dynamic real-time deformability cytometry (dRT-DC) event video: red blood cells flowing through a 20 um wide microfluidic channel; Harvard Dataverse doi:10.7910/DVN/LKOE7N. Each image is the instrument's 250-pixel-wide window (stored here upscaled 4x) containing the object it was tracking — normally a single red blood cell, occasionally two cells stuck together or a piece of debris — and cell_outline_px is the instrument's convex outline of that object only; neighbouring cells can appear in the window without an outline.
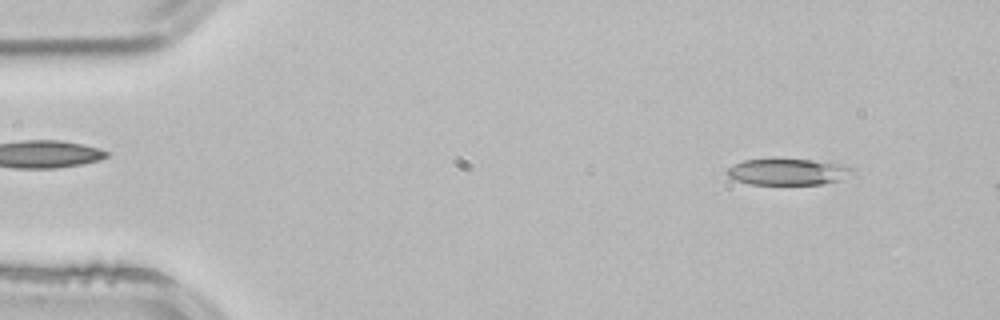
{"species": "common noctule bat (a hibernating species)", "species_latin": "Nyctalus noctula", "temperature_condition": "room temperature", "stored_images_in_passage": 3, "camera_frame_rate_fps": 3000, "um_per_image_px": 0.085, "animal": {"sex": "male", "body_mass_g": 21.5, "forearm_length_mm": 52.0}, "frame": {"image": 1, "passage_image": 1, "time_ms": 0.0, "image_size_px": [1000, 320], "cell_outline_px": [[856, 168], [840, 180], [824, 184], [752, 184], [736, 180], [728, 176], [724, 172], [732, 164], [744, 160], [812, 160], [840, 164]], "centroid_in_image_um": [66.93, 14.61], "position_along_channel_um": 18.1, "area_um2": 18.9}}
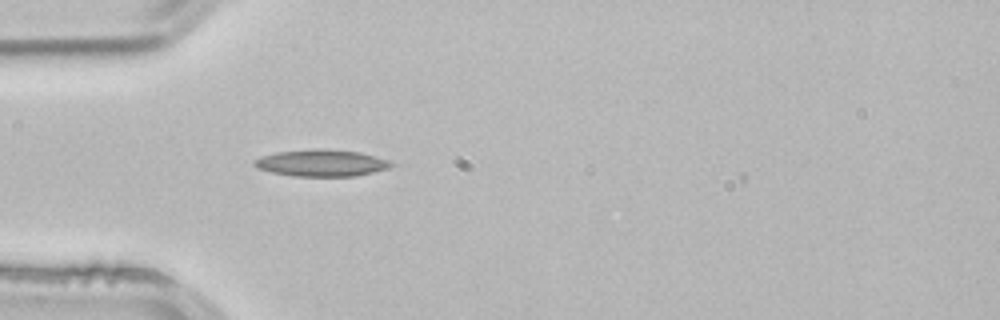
{"frame": {"image": 2, "passage_image": 3, "time_ms": 0.667, "image_size_px": [1000, 320], "cell_outline_px": [[396, 164], [388, 168], [356, 176], [296, 176], [272, 172], [256, 168], [252, 164], [252, 160], [260, 156], [276, 152], [316, 148], [324, 148], [360, 152], [388, 160]], "centroid_in_image_um": [27.29, 13.84], "position_along_channel_um": 57.7, "area_um2": 21.5}}